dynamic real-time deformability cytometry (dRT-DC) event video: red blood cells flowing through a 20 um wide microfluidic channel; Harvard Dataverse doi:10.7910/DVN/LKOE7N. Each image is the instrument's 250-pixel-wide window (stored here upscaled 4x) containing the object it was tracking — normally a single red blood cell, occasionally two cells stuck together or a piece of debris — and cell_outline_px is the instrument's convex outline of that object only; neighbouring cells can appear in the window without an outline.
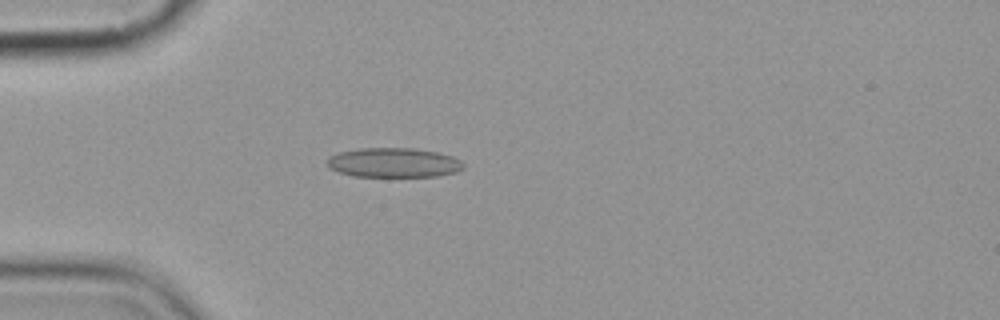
{"species": "common noctule bat (a hibernating species)", "species_latin": "Nyctalus noctula", "temperature_condition": "cold", "stored_images_in_passage": 5, "camera_frame_rate_fps": 3000, "um_per_image_px": 0.085, "animal": {"sex": "female", "body_mass_g": 19.9}, "frame": {"image": 1, "passage_image": 5, "time_ms": 4.667, "image_size_px": [1000, 320], "cell_outline_px": [[464, 168], [456, 172], [440, 176], [352, 176], [328, 168], [328, 156], [340, 152], [360, 148], [416, 148], [436, 152], [452, 156], [460, 160], [464, 164]], "centroid_in_image_um": [33.47, 13.82], "position_along_channel_um": 51.5, "area_um2": 23.47}}